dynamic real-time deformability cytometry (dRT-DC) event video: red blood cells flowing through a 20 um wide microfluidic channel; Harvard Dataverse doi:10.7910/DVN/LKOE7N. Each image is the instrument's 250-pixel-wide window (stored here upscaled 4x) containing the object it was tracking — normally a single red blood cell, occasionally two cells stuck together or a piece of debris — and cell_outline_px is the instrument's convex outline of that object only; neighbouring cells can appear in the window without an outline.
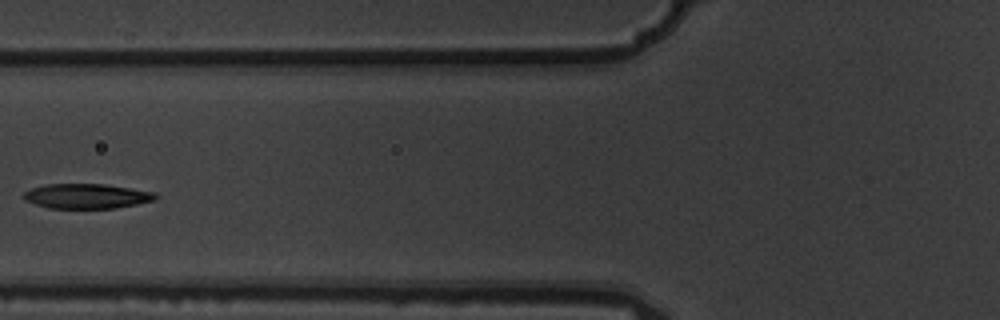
{"species": "common noctule bat (a hibernating species)", "species_latin": "Nyctalus noctula", "temperature_condition": "warm", "stored_images_in_passage": 5, "camera_frame_rate_fps": 3000, "um_per_image_px": 0.085, "animal": {"sex": "male", "body_mass_g": 19.5, "forearm_length_mm": 54.6}, "frame": {"image": 1, "passage_image": 4, "time_ms": 1.0, "image_size_px": [1000, 320], "cell_outline_px": [[160, 196], [156, 200], [116, 208], [48, 208], [24, 200], [24, 192], [32, 188], [44, 184], [104, 184], [156, 192]], "centroid_in_image_um": [7.41, 16.67], "position_along_channel_um": 118.4, "area_um2": 19.13}}
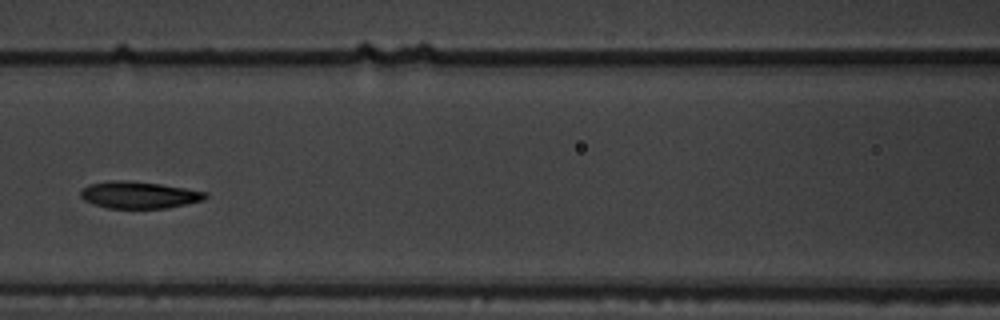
{"frame": {"image": 2, "passage_image": 5, "time_ms": 1.333, "image_size_px": [1000, 320], "cell_outline_px": [[208, 196], [204, 200], [168, 208], [108, 208], [84, 200], [80, 196], [80, 192], [88, 184], [112, 180], [128, 180], [160, 184], [208, 192]], "centroid_in_image_um": [11.83, 16.56], "position_along_channel_um": 154.8, "area_um2": 19.54}}